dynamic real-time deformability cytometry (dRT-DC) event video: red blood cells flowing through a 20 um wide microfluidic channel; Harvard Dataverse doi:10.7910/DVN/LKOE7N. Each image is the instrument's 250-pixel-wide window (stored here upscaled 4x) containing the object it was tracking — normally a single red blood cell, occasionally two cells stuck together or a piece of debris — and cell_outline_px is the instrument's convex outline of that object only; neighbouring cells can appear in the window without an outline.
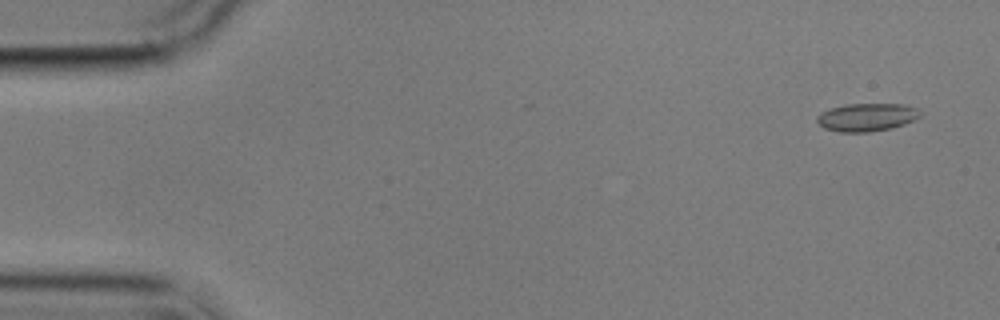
{"species": "common noctule bat (a hibernating species)", "species_latin": "Nyctalus noctula", "temperature_condition": "cold", "stored_images_in_passage": 6, "camera_frame_rate_fps": 3000, "um_per_image_px": 0.085, "animal": {"sex": "male", "body_mass_g": 17.9}, "frame": {"image": 1, "passage_image": 1, "time_ms": 0.0, "image_size_px": [1000, 320], "cell_outline_px": [[924, 112], [920, 116], [904, 124], [892, 128], [868, 132], [840, 132], [824, 128], [816, 120], [816, 116], [820, 112], [832, 108], [848, 104], [904, 104], [916, 108]], "centroid_in_image_um": [73.68, 9.96], "position_along_channel_um": 11.3, "area_um2": 16.82}}
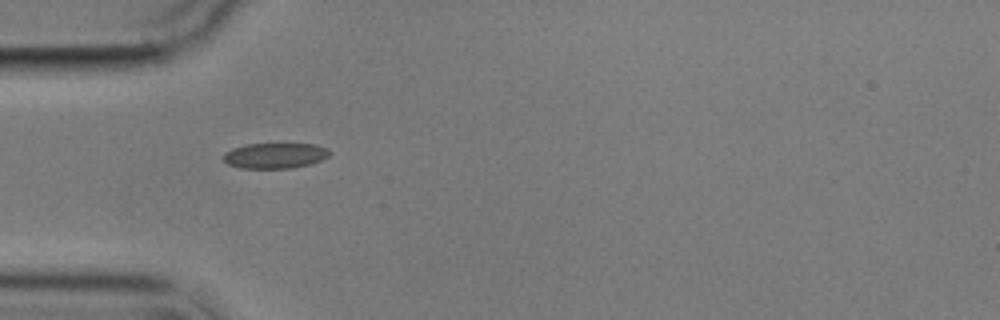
{"frame": {"image": 2, "passage_image": 5, "time_ms": 4.667, "image_size_px": [1000, 320], "cell_outline_px": [[332, 152], [328, 156], [320, 160], [308, 164], [292, 168], [240, 168], [228, 164], [224, 160], [224, 152], [232, 148], [244, 144], [316, 144], [328, 148]], "centroid_in_image_um": [23.37, 13.22], "position_along_channel_um": 61.6, "area_um2": 15.78}}
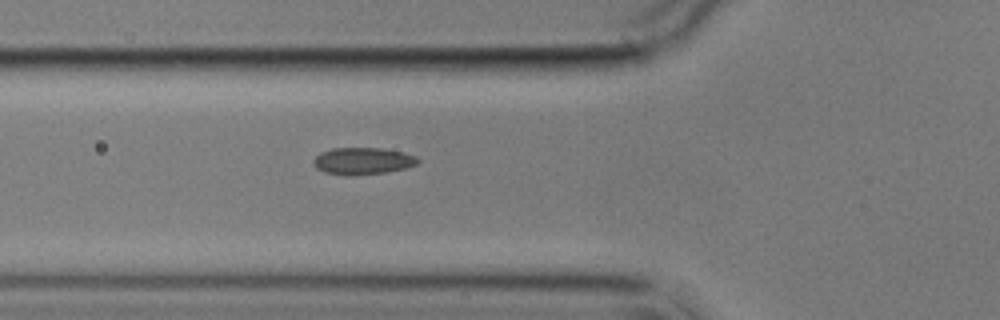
{"frame": {"image": 3, "passage_image": 6, "time_ms": 5.667, "image_size_px": [1000, 320], "cell_outline_px": [[420, 160], [416, 164], [404, 168], [388, 172], [348, 176], [344, 176], [324, 172], [316, 168], [312, 164], [312, 160], [320, 152], [332, 148], [384, 148], [404, 152], [416, 156]], "centroid_in_image_um": [30.8, 13.68], "position_along_channel_um": 95.0, "area_um2": 16.65}}